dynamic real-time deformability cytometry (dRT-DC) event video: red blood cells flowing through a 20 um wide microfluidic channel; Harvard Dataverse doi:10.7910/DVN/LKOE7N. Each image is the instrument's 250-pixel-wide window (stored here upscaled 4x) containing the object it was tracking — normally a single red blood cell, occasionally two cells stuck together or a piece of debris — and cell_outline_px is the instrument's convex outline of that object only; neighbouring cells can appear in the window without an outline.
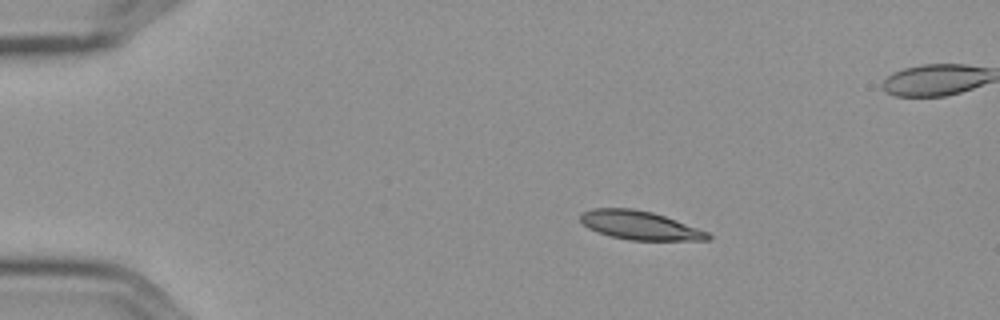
{"species": "Egyptian fruit bat (a non-hibernating species)", "species_latin": "Rousettus aegyptiacus", "temperature_condition": "cold", "stored_images_in_passage": 4, "camera_frame_rate_fps": 3000, "um_per_image_px": 0.085, "frame": {"image": 1, "passage_image": 1, "time_ms": 0.0, "image_size_px": [1000, 320], "cell_outline_px": [[712, 236], [708, 240], [628, 240], [612, 236], [588, 228], [580, 220], [580, 212], [592, 208], [632, 208], [652, 212], [676, 220], [708, 232]], "centroid_in_image_um": [54.36, 19.14], "position_along_channel_um": 30.6, "area_um2": 21.15}}